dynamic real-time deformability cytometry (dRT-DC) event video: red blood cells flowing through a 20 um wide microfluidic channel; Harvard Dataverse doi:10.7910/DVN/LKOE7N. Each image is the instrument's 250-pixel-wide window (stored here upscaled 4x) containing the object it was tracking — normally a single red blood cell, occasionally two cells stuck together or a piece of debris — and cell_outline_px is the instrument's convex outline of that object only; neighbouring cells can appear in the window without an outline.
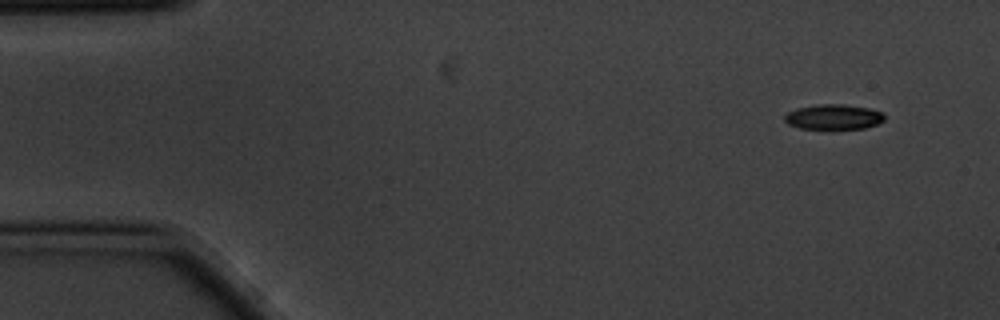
{"species": "common noctule bat (a hibernating species)", "species_latin": "Nyctalus noctula", "temperature_condition": "cold", "stored_images_in_passage": 4, "camera_frame_rate_fps": 3000, "um_per_image_px": 0.085, "animal": {"sex": "male", "body_mass_g": 20.1, "forearm_length_mm": 53.5}, "frame": {"image": 1, "passage_image": 1, "time_ms": 0.0, "image_size_px": [1000, 320], "cell_outline_px": [[884, 120], [876, 124], [864, 128], [800, 128], [788, 124], [784, 120], [784, 116], [788, 112], [796, 108], [816, 104], [844, 104], [872, 108], [884, 112]], "centroid_in_image_um": [70.87, 9.91], "position_along_channel_um": 14.1, "area_um2": 14.62}}
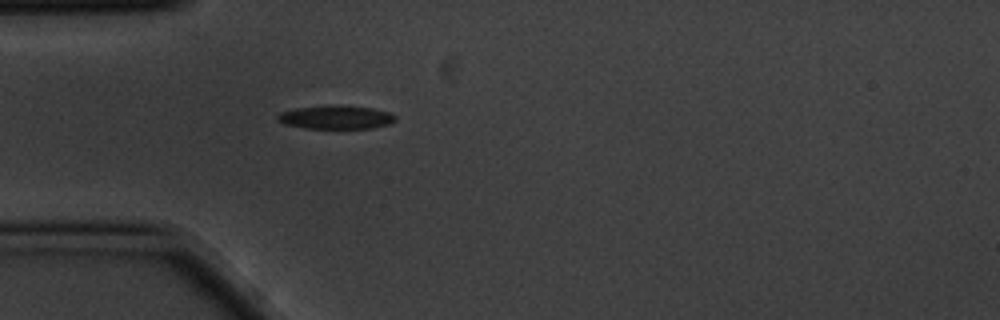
{"frame": {"image": 2, "passage_image": 4, "time_ms": 1.0, "image_size_px": [1000, 320], "cell_outline_px": [[396, 120], [392, 124], [372, 128], [304, 128], [284, 124], [276, 120], [276, 116], [280, 112], [296, 108], [340, 104], [372, 108], [392, 112], [396, 116]], "centroid_in_image_um": [28.59, 9.96], "position_along_channel_um": 56.4, "area_um2": 16.47}}